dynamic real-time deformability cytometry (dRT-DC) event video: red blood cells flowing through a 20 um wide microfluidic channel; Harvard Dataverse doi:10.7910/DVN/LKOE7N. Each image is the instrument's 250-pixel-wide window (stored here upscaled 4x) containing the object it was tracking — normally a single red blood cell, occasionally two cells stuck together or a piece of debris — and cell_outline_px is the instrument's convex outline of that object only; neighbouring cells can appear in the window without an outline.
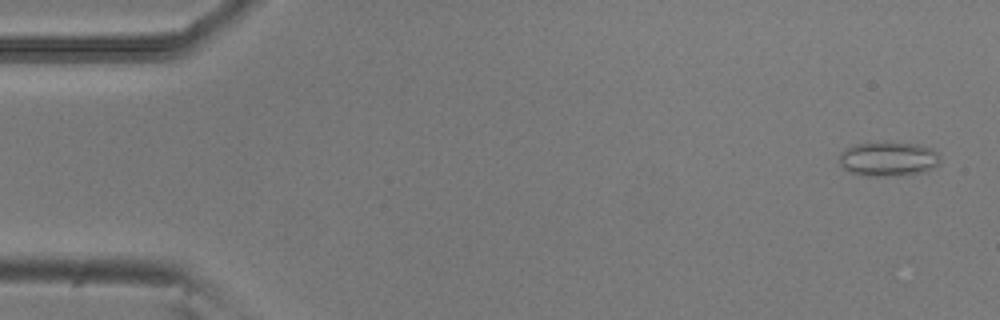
{"species": "common noctule bat (a hibernating species)", "species_latin": "Nyctalus noctula", "temperature_condition": "room temperature", "stored_images_in_passage": 5, "camera_frame_rate_fps": 3000, "um_per_image_px": 0.085, "animal": {"sex": "male", "body_mass_g": 20.5, "forearm_length_mm": 52.5}, "frame": {"image": 1, "passage_image": 1, "time_ms": 0.0, "image_size_px": [1000, 320], "cell_outline_px": [[940, 164], [924, 172], [900, 176], [868, 176], [852, 172], [844, 168], [840, 164], [840, 152], [844, 148], [856, 144], [916, 144], [932, 148], [940, 156]], "centroid_in_image_um": [75.53, 13.54], "position_along_channel_um": 9.5, "area_um2": 19.94}}
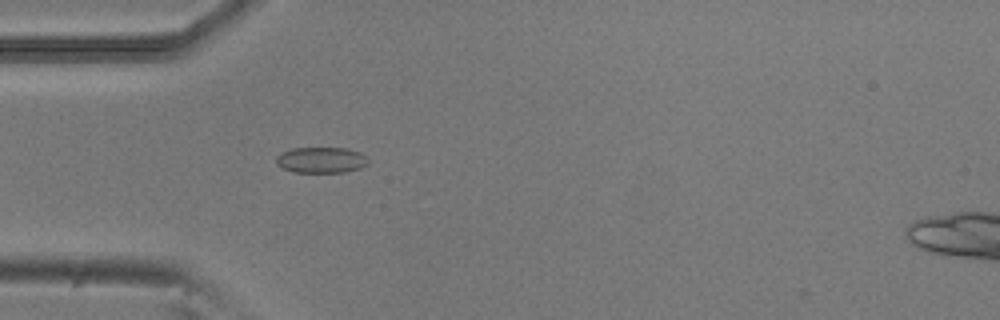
{"frame": {"image": 2, "passage_image": 5, "time_ms": 1.333, "image_size_px": [1000, 320], "cell_outline_px": [[368, 164], [360, 168], [344, 172], [292, 172], [276, 164], [276, 156], [280, 152], [292, 148], [348, 148], [360, 152], [368, 160]], "centroid_in_image_um": [27.28, 13.59], "position_along_channel_um": 57.7, "area_um2": 13.93}}